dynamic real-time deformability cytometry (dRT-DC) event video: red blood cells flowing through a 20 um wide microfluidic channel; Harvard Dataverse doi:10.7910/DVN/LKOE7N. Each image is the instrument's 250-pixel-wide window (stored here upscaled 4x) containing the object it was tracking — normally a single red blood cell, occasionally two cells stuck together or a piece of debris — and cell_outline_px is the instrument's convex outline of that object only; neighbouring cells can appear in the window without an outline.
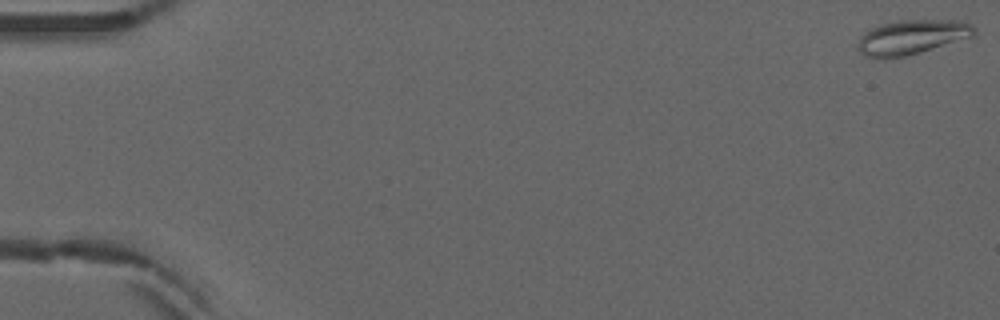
{"species": "common noctule bat (a hibernating species)", "species_latin": "Nyctalus noctula", "temperature_condition": "warm", "stored_images_in_passage": 5, "camera_frame_rate_fps": 3000, "um_per_image_px": 0.085, "animal": {"sex": "male", "forearm_length_mm": 52.5}, "frame": {"image": 1, "passage_image": 1, "time_ms": 0.0, "image_size_px": [1000, 320], "cell_outline_px": [[976, 32], [972, 36], [920, 52], [904, 56], [884, 60], [880, 60], [864, 56], [860, 52], [860, 36], [864, 32], [880, 24], [896, 20], [960, 20], [972, 24], [976, 28]], "centroid_in_image_um": [77.49, 3.16], "position_along_channel_um": 7.5, "area_um2": 23.47}}